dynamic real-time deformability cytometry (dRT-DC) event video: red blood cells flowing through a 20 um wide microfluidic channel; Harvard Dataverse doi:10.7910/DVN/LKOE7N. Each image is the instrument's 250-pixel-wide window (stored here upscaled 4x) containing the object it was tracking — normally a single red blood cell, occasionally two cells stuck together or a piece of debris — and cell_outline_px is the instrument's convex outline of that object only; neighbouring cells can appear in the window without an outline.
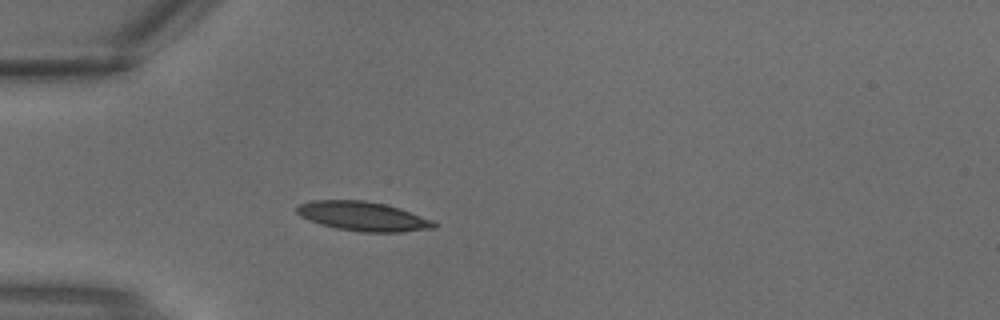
{"species": "common noctule bat (a hibernating species)", "species_latin": "Nyctalus noctula", "temperature_condition": "warm", "stored_images_in_passage": 1, "camera_frame_rate_fps": 3000, "um_per_image_px": 0.085, "animal": {"sex": "male", "body_mass_g": 18.8}, "frame": {"image": 1, "passage_image": 1, "time_ms": 0.0, "image_size_px": [1000, 320], "cell_outline_px": [[436, 228], [400, 232], [360, 232], [336, 228], [320, 224], [308, 220], [300, 216], [296, 212], [296, 208], [300, 204], [312, 200], [364, 200], [384, 204], [400, 208], [432, 220], [436, 224]], "centroid_in_image_um": [30.83, 18.38], "position_along_channel_um": 54.2, "area_um2": 23.41}}